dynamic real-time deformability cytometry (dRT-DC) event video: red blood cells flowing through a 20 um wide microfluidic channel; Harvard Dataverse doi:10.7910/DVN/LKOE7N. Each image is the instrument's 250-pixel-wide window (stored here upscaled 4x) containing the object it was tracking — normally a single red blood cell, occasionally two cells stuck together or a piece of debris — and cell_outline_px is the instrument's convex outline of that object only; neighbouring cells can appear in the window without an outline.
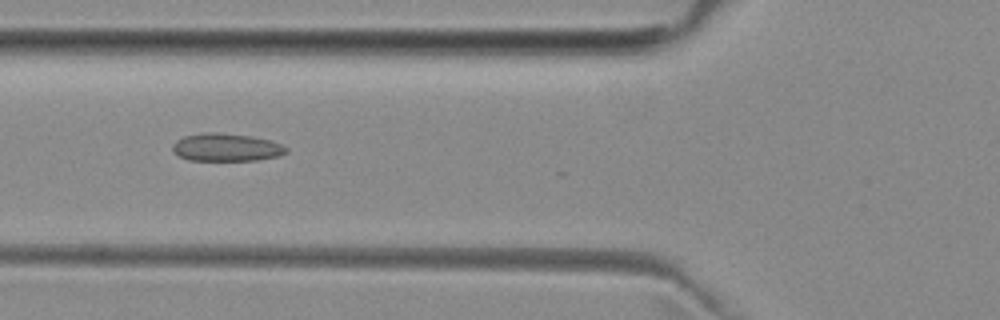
{"species": "common noctule bat (a hibernating species)", "species_latin": "Nyctalus noctula", "temperature_condition": "room temperature", "stored_images_in_passage": 7, "camera_frame_rate_fps": 3000, "um_per_image_px": 0.085, "animal": {"sex": "female", "body_mass_g": 29.2, "forearm_length_mm": 56.3}, "frame": {"image": 1, "passage_image": 5, "time_ms": 6.0, "image_size_px": [1000, 320], "cell_outline_px": [[288, 152], [280, 156], [256, 160], [188, 160], [172, 152], [172, 144], [176, 140], [184, 136], [204, 132], [216, 132], [252, 136], [272, 140], [288, 148]], "centroid_in_image_um": [19.24, 12.52], "position_along_channel_um": 106.6, "area_um2": 18.61}}
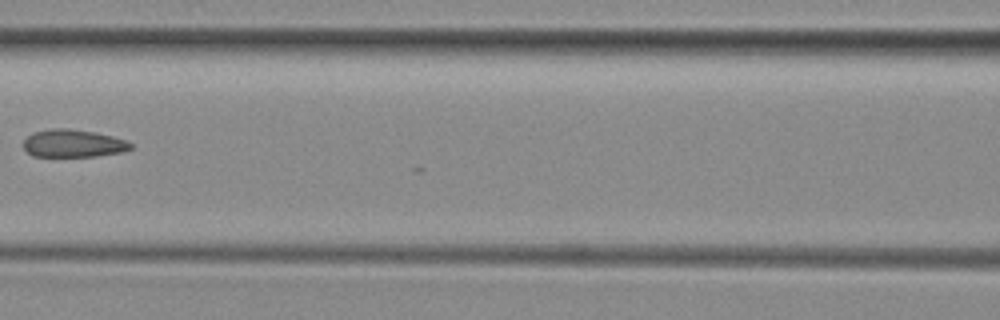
{"frame": {"image": 2, "passage_image": 6, "time_ms": 7.333, "image_size_px": [1000, 320], "cell_outline_px": [[132, 148], [120, 152], [96, 156], [32, 156], [24, 148], [24, 140], [28, 136], [36, 132], [52, 128], [68, 128], [96, 132], [112, 136], [124, 140], [132, 144]], "centroid_in_image_um": [6.22, 12.18], "position_along_channel_um": 160.4, "area_um2": 17.11}}
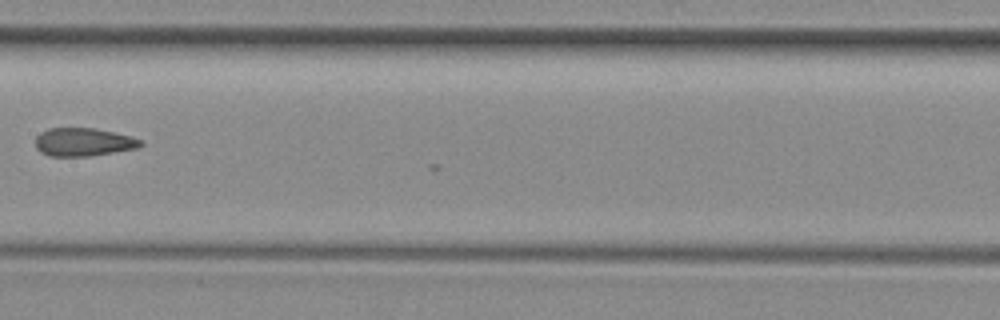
{"frame": {"image": 3, "passage_image": 7, "time_ms": 8.333, "image_size_px": [1000, 320], "cell_outline_px": [[144, 144], [136, 148], [92, 156], [48, 156], [40, 152], [36, 148], [36, 136], [40, 132], [48, 128], [92, 128], [132, 136], [140, 140]], "centroid_in_image_um": [7.06, 12.08], "position_along_channel_um": 200.3, "area_um2": 17.28}}